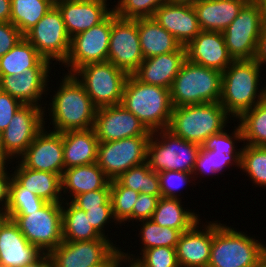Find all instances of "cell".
Instances as JSON below:
<instances>
[{
  "mask_svg": "<svg viewBox=\"0 0 266 267\" xmlns=\"http://www.w3.org/2000/svg\"><path fill=\"white\" fill-rule=\"evenodd\" d=\"M44 128L34 139L19 161L32 170L55 173L62 176L64 153L62 133Z\"/></svg>",
  "mask_w": 266,
  "mask_h": 267,
  "instance_id": "d6986e66",
  "label": "cell"
},
{
  "mask_svg": "<svg viewBox=\"0 0 266 267\" xmlns=\"http://www.w3.org/2000/svg\"><path fill=\"white\" fill-rule=\"evenodd\" d=\"M24 267H51V258L49 253H43L34 262L25 265Z\"/></svg>",
  "mask_w": 266,
  "mask_h": 267,
  "instance_id": "9f6ffc18",
  "label": "cell"
},
{
  "mask_svg": "<svg viewBox=\"0 0 266 267\" xmlns=\"http://www.w3.org/2000/svg\"><path fill=\"white\" fill-rule=\"evenodd\" d=\"M23 36L51 64L55 60L63 65L69 55L71 38L55 5Z\"/></svg>",
  "mask_w": 266,
  "mask_h": 267,
  "instance_id": "7c38bea8",
  "label": "cell"
},
{
  "mask_svg": "<svg viewBox=\"0 0 266 267\" xmlns=\"http://www.w3.org/2000/svg\"><path fill=\"white\" fill-rule=\"evenodd\" d=\"M249 0H197L192 2L201 31L223 32Z\"/></svg>",
  "mask_w": 266,
  "mask_h": 267,
  "instance_id": "484cf974",
  "label": "cell"
},
{
  "mask_svg": "<svg viewBox=\"0 0 266 267\" xmlns=\"http://www.w3.org/2000/svg\"><path fill=\"white\" fill-rule=\"evenodd\" d=\"M186 60L223 72L232 62L222 32L201 31L185 46Z\"/></svg>",
  "mask_w": 266,
  "mask_h": 267,
  "instance_id": "603a6c76",
  "label": "cell"
},
{
  "mask_svg": "<svg viewBox=\"0 0 266 267\" xmlns=\"http://www.w3.org/2000/svg\"><path fill=\"white\" fill-rule=\"evenodd\" d=\"M219 222V223H218ZM266 252V244L214 221V235L207 267H253Z\"/></svg>",
  "mask_w": 266,
  "mask_h": 267,
  "instance_id": "5b68a950",
  "label": "cell"
},
{
  "mask_svg": "<svg viewBox=\"0 0 266 267\" xmlns=\"http://www.w3.org/2000/svg\"><path fill=\"white\" fill-rule=\"evenodd\" d=\"M46 202L36 193L21 187L13 178L10 183L9 204L6 211H33L40 209Z\"/></svg>",
  "mask_w": 266,
  "mask_h": 267,
  "instance_id": "ee69618b",
  "label": "cell"
},
{
  "mask_svg": "<svg viewBox=\"0 0 266 267\" xmlns=\"http://www.w3.org/2000/svg\"><path fill=\"white\" fill-rule=\"evenodd\" d=\"M110 179L98 167L97 163L74 166L64 169L61 176V191L67 194L69 198H63L64 201H71L72 199L82 193L110 189Z\"/></svg>",
  "mask_w": 266,
  "mask_h": 267,
  "instance_id": "83f0119b",
  "label": "cell"
},
{
  "mask_svg": "<svg viewBox=\"0 0 266 267\" xmlns=\"http://www.w3.org/2000/svg\"><path fill=\"white\" fill-rule=\"evenodd\" d=\"M253 267H266V252L263 256L256 262Z\"/></svg>",
  "mask_w": 266,
  "mask_h": 267,
  "instance_id": "6f0895ef",
  "label": "cell"
},
{
  "mask_svg": "<svg viewBox=\"0 0 266 267\" xmlns=\"http://www.w3.org/2000/svg\"><path fill=\"white\" fill-rule=\"evenodd\" d=\"M234 128V132L232 131L231 134H228L227 130L224 129L219 133L211 135L204 141L201 147L205 150L221 151L224 154H242L243 146L237 149L235 143L237 141L239 143L244 142L243 131L239 123Z\"/></svg>",
  "mask_w": 266,
  "mask_h": 267,
  "instance_id": "7bdbcfd3",
  "label": "cell"
},
{
  "mask_svg": "<svg viewBox=\"0 0 266 267\" xmlns=\"http://www.w3.org/2000/svg\"><path fill=\"white\" fill-rule=\"evenodd\" d=\"M262 67L253 60L233 61L222 72L221 98L219 103L226 112L238 120L247 110L262 99ZM260 78V79H259ZM260 88V89H259Z\"/></svg>",
  "mask_w": 266,
  "mask_h": 267,
  "instance_id": "7a4b0ae2",
  "label": "cell"
},
{
  "mask_svg": "<svg viewBox=\"0 0 266 267\" xmlns=\"http://www.w3.org/2000/svg\"><path fill=\"white\" fill-rule=\"evenodd\" d=\"M192 174L187 172H179V171H163L158 173L160 188H161V196L165 198H180V188L195 181L197 179H192ZM192 179V180H191Z\"/></svg>",
  "mask_w": 266,
  "mask_h": 267,
  "instance_id": "f6af8a7d",
  "label": "cell"
},
{
  "mask_svg": "<svg viewBox=\"0 0 266 267\" xmlns=\"http://www.w3.org/2000/svg\"><path fill=\"white\" fill-rule=\"evenodd\" d=\"M112 24L113 12L103 22L71 38L69 55L64 62L68 74L86 64L107 61Z\"/></svg>",
  "mask_w": 266,
  "mask_h": 267,
  "instance_id": "5bb4252c",
  "label": "cell"
},
{
  "mask_svg": "<svg viewBox=\"0 0 266 267\" xmlns=\"http://www.w3.org/2000/svg\"><path fill=\"white\" fill-rule=\"evenodd\" d=\"M121 105L149 131L168 129L173 108L170 89L142 83L129 75L123 89Z\"/></svg>",
  "mask_w": 266,
  "mask_h": 267,
  "instance_id": "3957f363",
  "label": "cell"
},
{
  "mask_svg": "<svg viewBox=\"0 0 266 267\" xmlns=\"http://www.w3.org/2000/svg\"><path fill=\"white\" fill-rule=\"evenodd\" d=\"M23 37L20 30L11 22H0V58L11 50Z\"/></svg>",
  "mask_w": 266,
  "mask_h": 267,
  "instance_id": "f907efd6",
  "label": "cell"
},
{
  "mask_svg": "<svg viewBox=\"0 0 266 267\" xmlns=\"http://www.w3.org/2000/svg\"><path fill=\"white\" fill-rule=\"evenodd\" d=\"M241 155L242 154H228L223 153L221 151H212V150H205L201 147L195 167L192 173V176L195 178L198 175H215L224 170V168H229L230 166L234 165L235 167L241 168ZM197 175V176H196Z\"/></svg>",
  "mask_w": 266,
  "mask_h": 267,
  "instance_id": "8d00e7d4",
  "label": "cell"
},
{
  "mask_svg": "<svg viewBox=\"0 0 266 267\" xmlns=\"http://www.w3.org/2000/svg\"><path fill=\"white\" fill-rule=\"evenodd\" d=\"M232 118L219 102L173 107L168 130L177 137L202 145L226 128Z\"/></svg>",
  "mask_w": 266,
  "mask_h": 267,
  "instance_id": "277c9868",
  "label": "cell"
},
{
  "mask_svg": "<svg viewBox=\"0 0 266 267\" xmlns=\"http://www.w3.org/2000/svg\"><path fill=\"white\" fill-rule=\"evenodd\" d=\"M84 210L71 201L62 202V236L63 241H89L101 236L89 223Z\"/></svg>",
  "mask_w": 266,
  "mask_h": 267,
  "instance_id": "1f68e13d",
  "label": "cell"
},
{
  "mask_svg": "<svg viewBox=\"0 0 266 267\" xmlns=\"http://www.w3.org/2000/svg\"><path fill=\"white\" fill-rule=\"evenodd\" d=\"M140 224V233L142 246L140 254L147 249L154 247H171L176 248V245L179 241L180 235L182 232L180 230L170 228V227H161L153 220H142L139 221Z\"/></svg>",
  "mask_w": 266,
  "mask_h": 267,
  "instance_id": "74e56055",
  "label": "cell"
},
{
  "mask_svg": "<svg viewBox=\"0 0 266 267\" xmlns=\"http://www.w3.org/2000/svg\"><path fill=\"white\" fill-rule=\"evenodd\" d=\"M123 187L152 196H161L158 173L148 163L131 167L116 179Z\"/></svg>",
  "mask_w": 266,
  "mask_h": 267,
  "instance_id": "e575fe53",
  "label": "cell"
},
{
  "mask_svg": "<svg viewBox=\"0 0 266 267\" xmlns=\"http://www.w3.org/2000/svg\"><path fill=\"white\" fill-rule=\"evenodd\" d=\"M264 27V1L249 0L222 32L229 56L233 61L254 59L258 38Z\"/></svg>",
  "mask_w": 266,
  "mask_h": 267,
  "instance_id": "9c48e42d",
  "label": "cell"
},
{
  "mask_svg": "<svg viewBox=\"0 0 266 267\" xmlns=\"http://www.w3.org/2000/svg\"><path fill=\"white\" fill-rule=\"evenodd\" d=\"M107 0H62L55 3L70 38L103 22L112 12Z\"/></svg>",
  "mask_w": 266,
  "mask_h": 267,
  "instance_id": "ffe728a7",
  "label": "cell"
},
{
  "mask_svg": "<svg viewBox=\"0 0 266 267\" xmlns=\"http://www.w3.org/2000/svg\"><path fill=\"white\" fill-rule=\"evenodd\" d=\"M150 136H135L98 144V167L110 179H117L131 167L146 162Z\"/></svg>",
  "mask_w": 266,
  "mask_h": 267,
  "instance_id": "4fadbf2b",
  "label": "cell"
},
{
  "mask_svg": "<svg viewBox=\"0 0 266 267\" xmlns=\"http://www.w3.org/2000/svg\"><path fill=\"white\" fill-rule=\"evenodd\" d=\"M238 119L243 131V144L266 146V104L260 101Z\"/></svg>",
  "mask_w": 266,
  "mask_h": 267,
  "instance_id": "d590c367",
  "label": "cell"
},
{
  "mask_svg": "<svg viewBox=\"0 0 266 267\" xmlns=\"http://www.w3.org/2000/svg\"><path fill=\"white\" fill-rule=\"evenodd\" d=\"M45 108V106L24 104L14 114L11 122L2 132V163L10 164L15 161V158L18 160L45 128L47 118L44 117H48L45 114Z\"/></svg>",
  "mask_w": 266,
  "mask_h": 267,
  "instance_id": "8fae6325",
  "label": "cell"
},
{
  "mask_svg": "<svg viewBox=\"0 0 266 267\" xmlns=\"http://www.w3.org/2000/svg\"><path fill=\"white\" fill-rule=\"evenodd\" d=\"M162 196H152L139 193L136 203L133 207L132 222L152 219L153 212Z\"/></svg>",
  "mask_w": 266,
  "mask_h": 267,
  "instance_id": "c3c4849f",
  "label": "cell"
},
{
  "mask_svg": "<svg viewBox=\"0 0 266 267\" xmlns=\"http://www.w3.org/2000/svg\"><path fill=\"white\" fill-rule=\"evenodd\" d=\"M93 129L99 143L152 134L121 104L97 108Z\"/></svg>",
  "mask_w": 266,
  "mask_h": 267,
  "instance_id": "e0dca14e",
  "label": "cell"
},
{
  "mask_svg": "<svg viewBox=\"0 0 266 267\" xmlns=\"http://www.w3.org/2000/svg\"><path fill=\"white\" fill-rule=\"evenodd\" d=\"M122 249L117 247L102 263L93 267H119L123 266V255Z\"/></svg>",
  "mask_w": 266,
  "mask_h": 267,
  "instance_id": "db71d44e",
  "label": "cell"
},
{
  "mask_svg": "<svg viewBox=\"0 0 266 267\" xmlns=\"http://www.w3.org/2000/svg\"><path fill=\"white\" fill-rule=\"evenodd\" d=\"M61 80L48 107L52 131L63 133L93 128L97 107L85 88L73 74L65 73Z\"/></svg>",
  "mask_w": 266,
  "mask_h": 267,
  "instance_id": "6da1fadb",
  "label": "cell"
},
{
  "mask_svg": "<svg viewBox=\"0 0 266 267\" xmlns=\"http://www.w3.org/2000/svg\"><path fill=\"white\" fill-rule=\"evenodd\" d=\"M123 262L126 263V267H138L133 261L124 259Z\"/></svg>",
  "mask_w": 266,
  "mask_h": 267,
  "instance_id": "91938a15",
  "label": "cell"
},
{
  "mask_svg": "<svg viewBox=\"0 0 266 267\" xmlns=\"http://www.w3.org/2000/svg\"><path fill=\"white\" fill-rule=\"evenodd\" d=\"M254 60L258 62L261 67L264 64L266 65V27L263 28L258 38Z\"/></svg>",
  "mask_w": 266,
  "mask_h": 267,
  "instance_id": "f5cc1de1",
  "label": "cell"
},
{
  "mask_svg": "<svg viewBox=\"0 0 266 267\" xmlns=\"http://www.w3.org/2000/svg\"><path fill=\"white\" fill-rule=\"evenodd\" d=\"M73 75L97 107L120 105L128 74L109 61L89 63Z\"/></svg>",
  "mask_w": 266,
  "mask_h": 267,
  "instance_id": "30bf717a",
  "label": "cell"
},
{
  "mask_svg": "<svg viewBox=\"0 0 266 267\" xmlns=\"http://www.w3.org/2000/svg\"><path fill=\"white\" fill-rule=\"evenodd\" d=\"M262 88V99L261 101L266 104V86L264 85V87H261Z\"/></svg>",
  "mask_w": 266,
  "mask_h": 267,
  "instance_id": "680465c9",
  "label": "cell"
},
{
  "mask_svg": "<svg viewBox=\"0 0 266 267\" xmlns=\"http://www.w3.org/2000/svg\"><path fill=\"white\" fill-rule=\"evenodd\" d=\"M42 57L24 37L0 58V75H17L33 68Z\"/></svg>",
  "mask_w": 266,
  "mask_h": 267,
  "instance_id": "d6a6232c",
  "label": "cell"
},
{
  "mask_svg": "<svg viewBox=\"0 0 266 267\" xmlns=\"http://www.w3.org/2000/svg\"><path fill=\"white\" fill-rule=\"evenodd\" d=\"M139 41L144 59L179 51L183 46L154 18L137 19Z\"/></svg>",
  "mask_w": 266,
  "mask_h": 267,
  "instance_id": "f546056e",
  "label": "cell"
},
{
  "mask_svg": "<svg viewBox=\"0 0 266 267\" xmlns=\"http://www.w3.org/2000/svg\"><path fill=\"white\" fill-rule=\"evenodd\" d=\"M54 4L56 3V2H59V1H62V0H51Z\"/></svg>",
  "mask_w": 266,
  "mask_h": 267,
  "instance_id": "e7e4bbea",
  "label": "cell"
},
{
  "mask_svg": "<svg viewBox=\"0 0 266 267\" xmlns=\"http://www.w3.org/2000/svg\"><path fill=\"white\" fill-rule=\"evenodd\" d=\"M64 169L97 162L99 141L93 128L62 133Z\"/></svg>",
  "mask_w": 266,
  "mask_h": 267,
  "instance_id": "f1b7e54d",
  "label": "cell"
},
{
  "mask_svg": "<svg viewBox=\"0 0 266 267\" xmlns=\"http://www.w3.org/2000/svg\"><path fill=\"white\" fill-rule=\"evenodd\" d=\"M200 149L201 145L177 137L168 129L157 130L149 138L146 162L157 173L179 171L192 174Z\"/></svg>",
  "mask_w": 266,
  "mask_h": 267,
  "instance_id": "ba28073f",
  "label": "cell"
},
{
  "mask_svg": "<svg viewBox=\"0 0 266 267\" xmlns=\"http://www.w3.org/2000/svg\"><path fill=\"white\" fill-rule=\"evenodd\" d=\"M0 163H2V133L0 132Z\"/></svg>",
  "mask_w": 266,
  "mask_h": 267,
  "instance_id": "94428289",
  "label": "cell"
},
{
  "mask_svg": "<svg viewBox=\"0 0 266 267\" xmlns=\"http://www.w3.org/2000/svg\"><path fill=\"white\" fill-rule=\"evenodd\" d=\"M42 254L28 242L12 219L4 214L0 217V264L6 267H24Z\"/></svg>",
  "mask_w": 266,
  "mask_h": 267,
  "instance_id": "7402d4cb",
  "label": "cell"
},
{
  "mask_svg": "<svg viewBox=\"0 0 266 267\" xmlns=\"http://www.w3.org/2000/svg\"><path fill=\"white\" fill-rule=\"evenodd\" d=\"M12 167V178L23 188L48 203H62L61 176L55 173L26 168L19 160Z\"/></svg>",
  "mask_w": 266,
  "mask_h": 267,
  "instance_id": "4316f807",
  "label": "cell"
},
{
  "mask_svg": "<svg viewBox=\"0 0 266 267\" xmlns=\"http://www.w3.org/2000/svg\"><path fill=\"white\" fill-rule=\"evenodd\" d=\"M24 104L17 98L0 90V132L2 133L11 122L14 114Z\"/></svg>",
  "mask_w": 266,
  "mask_h": 267,
  "instance_id": "681fc988",
  "label": "cell"
},
{
  "mask_svg": "<svg viewBox=\"0 0 266 267\" xmlns=\"http://www.w3.org/2000/svg\"><path fill=\"white\" fill-rule=\"evenodd\" d=\"M85 214L90 221L89 223L97 231V233L101 237L108 239V234L105 235L106 231L104 228H106L105 225L114 222L112 205H100V208L89 209L88 211H85Z\"/></svg>",
  "mask_w": 266,
  "mask_h": 267,
  "instance_id": "7dc6e473",
  "label": "cell"
},
{
  "mask_svg": "<svg viewBox=\"0 0 266 267\" xmlns=\"http://www.w3.org/2000/svg\"><path fill=\"white\" fill-rule=\"evenodd\" d=\"M222 72L185 60L170 88L173 107L219 102Z\"/></svg>",
  "mask_w": 266,
  "mask_h": 267,
  "instance_id": "8992f818",
  "label": "cell"
},
{
  "mask_svg": "<svg viewBox=\"0 0 266 267\" xmlns=\"http://www.w3.org/2000/svg\"><path fill=\"white\" fill-rule=\"evenodd\" d=\"M138 196L139 192L123 187L116 179L110 181V199L116 225L132 221L133 207Z\"/></svg>",
  "mask_w": 266,
  "mask_h": 267,
  "instance_id": "ab89813d",
  "label": "cell"
},
{
  "mask_svg": "<svg viewBox=\"0 0 266 267\" xmlns=\"http://www.w3.org/2000/svg\"><path fill=\"white\" fill-rule=\"evenodd\" d=\"M264 1V6H265V27H266V0H263Z\"/></svg>",
  "mask_w": 266,
  "mask_h": 267,
  "instance_id": "be15d7a7",
  "label": "cell"
},
{
  "mask_svg": "<svg viewBox=\"0 0 266 267\" xmlns=\"http://www.w3.org/2000/svg\"><path fill=\"white\" fill-rule=\"evenodd\" d=\"M153 18L182 46L192 41L201 32L196 11L190 2L170 0L156 10Z\"/></svg>",
  "mask_w": 266,
  "mask_h": 267,
  "instance_id": "44dd1931",
  "label": "cell"
},
{
  "mask_svg": "<svg viewBox=\"0 0 266 267\" xmlns=\"http://www.w3.org/2000/svg\"><path fill=\"white\" fill-rule=\"evenodd\" d=\"M170 0H118L113 12L122 19L153 18L156 10Z\"/></svg>",
  "mask_w": 266,
  "mask_h": 267,
  "instance_id": "b9f144b4",
  "label": "cell"
},
{
  "mask_svg": "<svg viewBox=\"0 0 266 267\" xmlns=\"http://www.w3.org/2000/svg\"><path fill=\"white\" fill-rule=\"evenodd\" d=\"M51 63L41 59L33 68L17 75H0V90L23 104L42 107V95H47ZM40 103V104H39Z\"/></svg>",
  "mask_w": 266,
  "mask_h": 267,
  "instance_id": "ac0fdd59",
  "label": "cell"
},
{
  "mask_svg": "<svg viewBox=\"0 0 266 267\" xmlns=\"http://www.w3.org/2000/svg\"><path fill=\"white\" fill-rule=\"evenodd\" d=\"M143 60L137 19H122L113 12L107 61L132 75Z\"/></svg>",
  "mask_w": 266,
  "mask_h": 267,
  "instance_id": "9a60e30c",
  "label": "cell"
},
{
  "mask_svg": "<svg viewBox=\"0 0 266 267\" xmlns=\"http://www.w3.org/2000/svg\"><path fill=\"white\" fill-rule=\"evenodd\" d=\"M185 60L186 52L183 46L179 51L144 59L132 75L142 83L170 89Z\"/></svg>",
  "mask_w": 266,
  "mask_h": 267,
  "instance_id": "d4e9b609",
  "label": "cell"
},
{
  "mask_svg": "<svg viewBox=\"0 0 266 267\" xmlns=\"http://www.w3.org/2000/svg\"><path fill=\"white\" fill-rule=\"evenodd\" d=\"M28 242L42 253H50L63 242L62 203L46 202L33 211H6Z\"/></svg>",
  "mask_w": 266,
  "mask_h": 267,
  "instance_id": "52a82bcc",
  "label": "cell"
},
{
  "mask_svg": "<svg viewBox=\"0 0 266 267\" xmlns=\"http://www.w3.org/2000/svg\"><path fill=\"white\" fill-rule=\"evenodd\" d=\"M251 178L256 187H266V146L244 144L241 168Z\"/></svg>",
  "mask_w": 266,
  "mask_h": 267,
  "instance_id": "f35d334b",
  "label": "cell"
},
{
  "mask_svg": "<svg viewBox=\"0 0 266 267\" xmlns=\"http://www.w3.org/2000/svg\"><path fill=\"white\" fill-rule=\"evenodd\" d=\"M11 0H0V22H10Z\"/></svg>",
  "mask_w": 266,
  "mask_h": 267,
  "instance_id": "11a10c76",
  "label": "cell"
},
{
  "mask_svg": "<svg viewBox=\"0 0 266 267\" xmlns=\"http://www.w3.org/2000/svg\"><path fill=\"white\" fill-rule=\"evenodd\" d=\"M110 238L63 241L49 255L51 267H93L102 263L117 247Z\"/></svg>",
  "mask_w": 266,
  "mask_h": 267,
  "instance_id": "2e32d148",
  "label": "cell"
},
{
  "mask_svg": "<svg viewBox=\"0 0 266 267\" xmlns=\"http://www.w3.org/2000/svg\"><path fill=\"white\" fill-rule=\"evenodd\" d=\"M123 255L124 259L133 261L138 267H180L176 249L171 247L161 246L147 249L137 258L128 252H124Z\"/></svg>",
  "mask_w": 266,
  "mask_h": 267,
  "instance_id": "60d3db41",
  "label": "cell"
},
{
  "mask_svg": "<svg viewBox=\"0 0 266 267\" xmlns=\"http://www.w3.org/2000/svg\"><path fill=\"white\" fill-rule=\"evenodd\" d=\"M54 5L51 0H11L10 22L24 35Z\"/></svg>",
  "mask_w": 266,
  "mask_h": 267,
  "instance_id": "836d02e7",
  "label": "cell"
},
{
  "mask_svg": "<svg viewBox=\"0 0 266 267\" xmlns=\"http://www.w3.org/2000/svg\"><path fill=\"white\" fill-rule=\"evenodd\" d=\"M5 166L8 167V163H0V211L3 214L9 204L10 183L12 180V173L10 174Z\"/></svg>",
  "mask_w": 266,
  "mask_h": 267,
  "instance_id": "816d5d0a",
  "label": "cell"
},
{
  "mask_svg": "<svg viewBox=\"0 0 266 267\" xmlns=\"http://www.w3.org/2000/svg\"><path fill=\"white\" fill-rule=\"evenodd\" d=\"M172 1H177V2H194V1H197V0H172Z\"/></svg>",
  "mask_w": 266,
  "mask_h": 267,
  "instance_id": "6125c7cd",
  "label": "cell"
},
{
  "mask_svg": "<svg viewBox=\"0 0 266 267\" xmlns=\"http://www.w3.org/2000/svg\"><path fill=\"white\" fill-rule=\"evenodd\" d=\"M181 201V198L160 197L151 220L161 227L188 231L201 219L196 212L185 210Z\"/></svg>",
  "mask_w": 266,
  "mask_h": 267,
  "instance_id": "4dcf8cb0",
  "label": "cell"
},
{
  "mask_svg": "<svg viewBox=\"0 0 266 267\" xmlns=\"http://www.w3.org/2000/svg\"><path fill=\"white\" fill-rule=\"evenodd\" d=\"M71 202L84 211L100 208V205H112L110 189H100L82 193L71 199Z\"/></svg>",
  "mask_w": 266,
  "mask_h": 267,
  "instance_id": "bcb514c9",
  "label": "cell"
},
{
  "mask_svg": "<svg viewBox=\"0 0 266 267\" xmlns=\"http://www.w3.org/2000/svg\"><path fill=\"white\" fill-rule=\"evenodd\" d=\"M199 222L180 235L175 248L180 267H207L209 264L214 221L206 225ZM199 224H202L200 229Z\"/></svg>",
  "mask_w": 266,
  "mask_h": 267,
  "instance_id": "cb8c5ba5",
  "label": "cell"
}]
</instances>
